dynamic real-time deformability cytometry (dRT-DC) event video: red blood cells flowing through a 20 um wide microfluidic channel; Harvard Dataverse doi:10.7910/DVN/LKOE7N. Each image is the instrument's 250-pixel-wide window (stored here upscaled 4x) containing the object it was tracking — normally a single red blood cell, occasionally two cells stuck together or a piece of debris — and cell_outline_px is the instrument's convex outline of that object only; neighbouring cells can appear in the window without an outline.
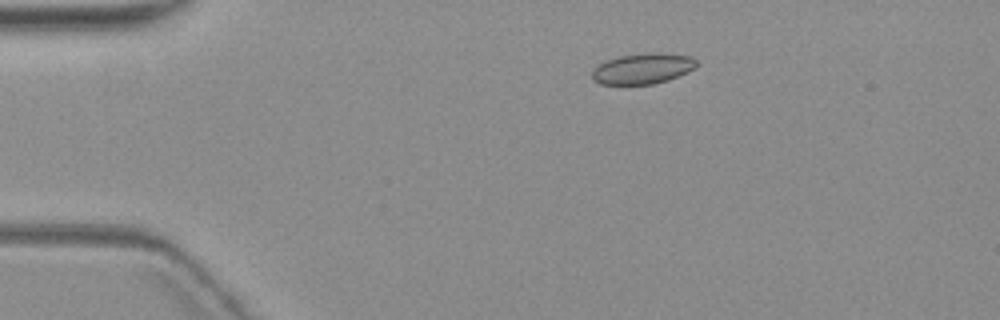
{"species": "common noctule bat (a hibernating species)", "species_latin": "Nyctalus noctula", "temperature_condition": "warm", "stored_images_in_passage": 6, "camera_frame_rate_fps": 3000, "um_per_image_px": 0.085, "animal": {"sex": "female", "body_mass_g": 19.3, "forearm_length_mm": 54.1}, "frame": {"image": 1, "passage_image": 4, "time_ms": 3.667, "image_size_px": [1000, 320], "cell_outline_px": [[696, 64], [692, 68], [668, 80], [652, 84], [600, 84], [592, 80], [592, 72], [600, 64], [608, 60], [620, 56], [692, 56], [696, 60]], "centroid_in_image_um": [54.54, 5.9], "position_along_channel_um": 30.5, "area_um2": 17.17}}